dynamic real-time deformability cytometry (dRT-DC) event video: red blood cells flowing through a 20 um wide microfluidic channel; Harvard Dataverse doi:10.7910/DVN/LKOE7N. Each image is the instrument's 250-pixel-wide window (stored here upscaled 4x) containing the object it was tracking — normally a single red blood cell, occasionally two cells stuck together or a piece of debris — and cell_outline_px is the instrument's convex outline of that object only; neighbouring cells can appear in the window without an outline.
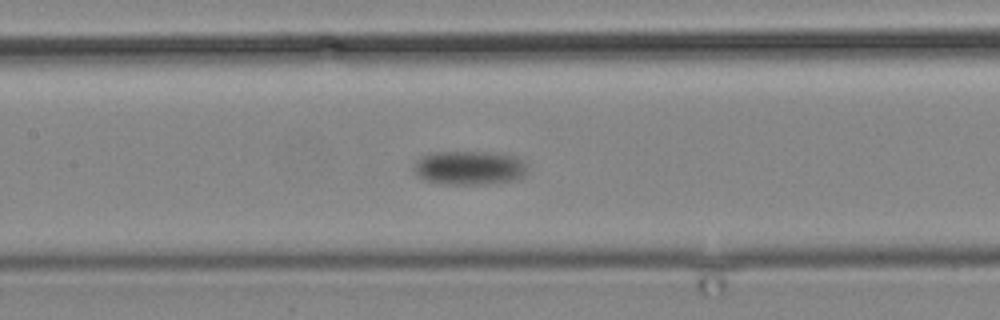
{"species": "common noctule bat (a hibernating species)", "species_latin": "Nyctalus noctula", "temperature_condition": "cold", "stored_images_in_passage": 9, "camera_frame_rate_fps": 3000, "um_per_image_px": 0.085, "animal": {"sex": "male", "body_mass_g": 19.2, "forearm_length_mm": 51.8}, "frame": {"image": 1, "passage_image": 6, "time_ms": 5.667, "image_size_px": [1000, 320], "cell_outline_px": [[528, 168], [524, 176], [516, 180], [492, 184], [444, 184], [424, 180], [416, 176], [412, 168], [416, 160], [424, 156], [436, 152], [492, 152], [516, 156], [524, 160]], "centroid_in_image_um": [39.92, 14.27], "position_along_channel_um": 167.5, "area_um2": 22.89}}
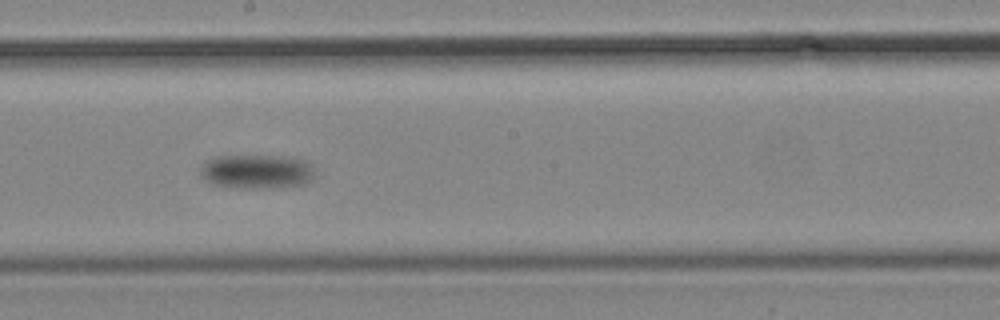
{"frame": {"image": 2, "passage_image": 8, "time_ms": 8.0, "image_size_px": [1000, 320], "cell_outline_px": [[312, 180], [308, 184], [268, 188], [240, 188], [216, 184], [200, 176], [200, 168], [204, 160], [216, 156], [296, 156], [304, 160], [312, 168]], "centroid_in_image_um": [21.82, 14.57], "position_along_channel_um": 226.4, "area_um2": 22.89}}